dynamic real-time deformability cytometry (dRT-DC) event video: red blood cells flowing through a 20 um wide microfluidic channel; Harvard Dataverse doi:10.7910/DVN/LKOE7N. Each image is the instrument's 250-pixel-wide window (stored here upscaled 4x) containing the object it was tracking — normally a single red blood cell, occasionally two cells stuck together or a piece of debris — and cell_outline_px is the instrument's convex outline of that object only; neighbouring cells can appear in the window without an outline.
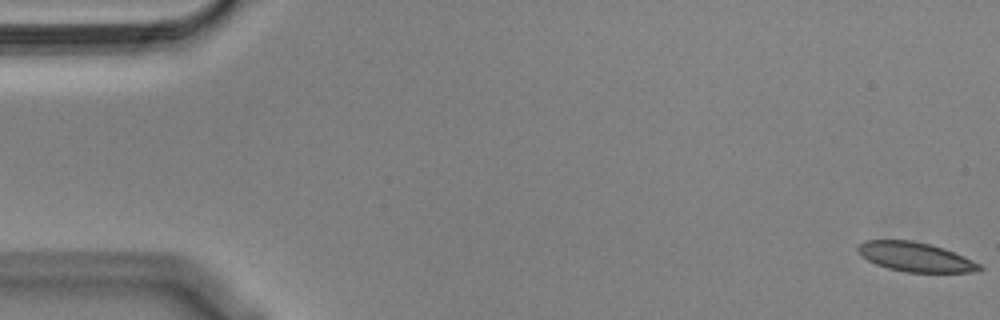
{"species": "Egyptian fruit bat (a non-hibernating species)", "species_latin": "Rousettus aegyptiacus", "temperature_condition": "cold", "stored_images_in_passage": 56, "camera_frame_rate_fps": 3000, "um_per_image_px": 0.085, "animal": {"sex": "male"}, "frame": {"image": 1, "passage_image": 1, "time_ms": 0.0, "image_size_px": [1000, 320], "cell_outline_px": [[984, 268], [972, 272], [904, 272], [888, 268], [876, 264], [868, 260], [856, 248], [864, 240], [912, 240], [944, 248], [964, 256], [980, 264]], "centroid_in_image_um": [77.82, 21.84], "position_along_channel_um": 7.2, "area_um2": 20.58}}
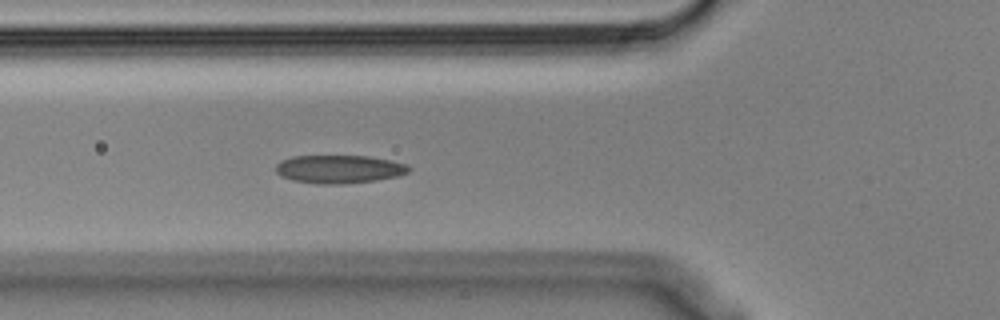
{"frame": {"image": 2, "passage_image": 20, "time_ms": 6.333, "image_size_px": [1000, 320], "cell_outline_px": [[412, 168], [408, 172], [396, 176], [376, 180], [340, 184], [320, 184], [292, 180], [280, 176], [276, 172], [276, 164], [280, 160], [292, 156], [368, 156], [408, 164]], "centroid_in_image_um": [28.8, 14.37], "position_along_channel_um": 97.0, "area_um2": 21.85}}
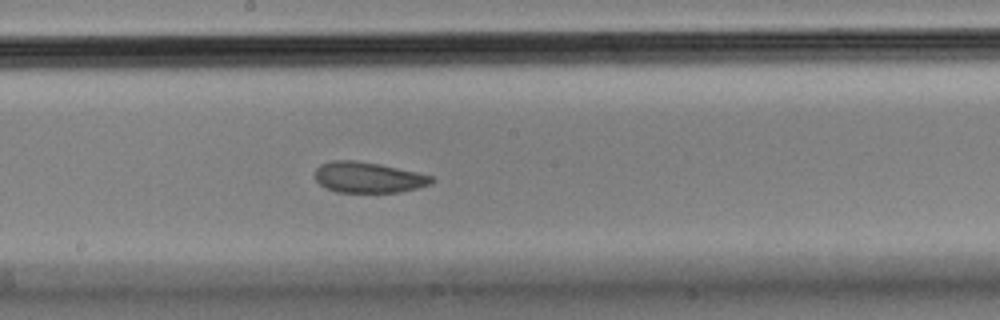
{"frame": {"image": 3, "passage_image": 30, "time_ms": 9.667, "image_size_px": [1000, 320], "cell_outline_px": [[436, 180], [432, 184], [400, 192], [336, 192], [320, 184], [316, 180], [316, 168], [320, 164], [332, 160], [356, 160], [380, 164], [416, 172], [432, 176]], "centroid_in_image_um": [31.31, 15.07], "position_along_channel_um": 216.9, "area_um2": 20.87}, "authors_computed_cell_mechanics": {"area_um2": 21.9351, "velocity_mm_per_s": 3.5818, "shape_relaxation_time_tau1_ms": 2.9677, "shape_relaxation_time_tau2_ms": 1.9711, "deformation_change_tau1": 0.1243, "deformation_change_tau2": 0.0763}}